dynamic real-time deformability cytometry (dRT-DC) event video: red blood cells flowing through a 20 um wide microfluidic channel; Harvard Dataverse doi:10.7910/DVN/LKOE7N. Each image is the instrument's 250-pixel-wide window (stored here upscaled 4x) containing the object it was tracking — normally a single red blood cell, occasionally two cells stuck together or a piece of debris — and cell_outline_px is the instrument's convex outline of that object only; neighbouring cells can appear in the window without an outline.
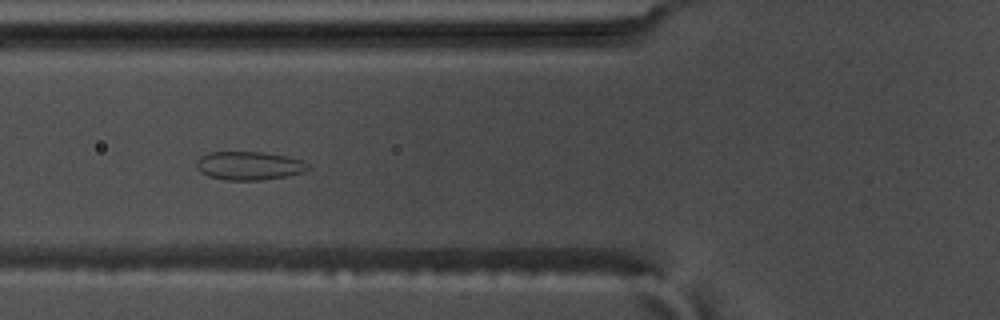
{"species": "common noctule bat (a hibernating species)", "species_latin": "Nyctalus noctula", "temperature_condition": "warm", "stored_images_in_passage": 49, "camera_frame_rate_fps": 3000, "um_per_image_px": 0.085, "animal": {"sex": "male", "body_mass_g": 17.5, "forearm_length_mm": 52.3}, "frame": {"image": 1, "passage_image": 14, "time_ms": 4.333, "image_size_px": [1000, 320], "cell_outline_px": [[308, 168], [300, 172], [284, 176], [260, 180], [228, 180], [208, 176], [200, 172], [196, 168], [196, 160], [200, 156], [208, 152], [264, 152], [288, 156], [304, 160], [308, 164]], "centroid_in_image_um": [21.12, 14.07], "position_along_channel_um": 104.7, "area_um2": 18.5}}
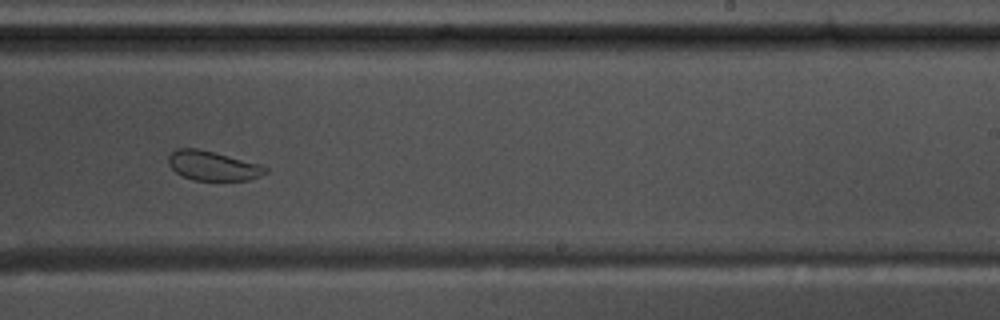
{"frame": {"image": 2, "passage_image": 28, "time_ms": 9.0, "image_size_px": [1000, 320], "cell_outline_px": [[268, 172], [260, 176], [248, 180], [196, 180], [184, 176], [176, 172], [168, 164], [168, 156], [176, 148], [196, 148], [260, 164], [268, 168]], "centroid_in_image_um": [18.09, 14.09], "position_along_channel_um": 270.9, "area_um2": 16.42}}
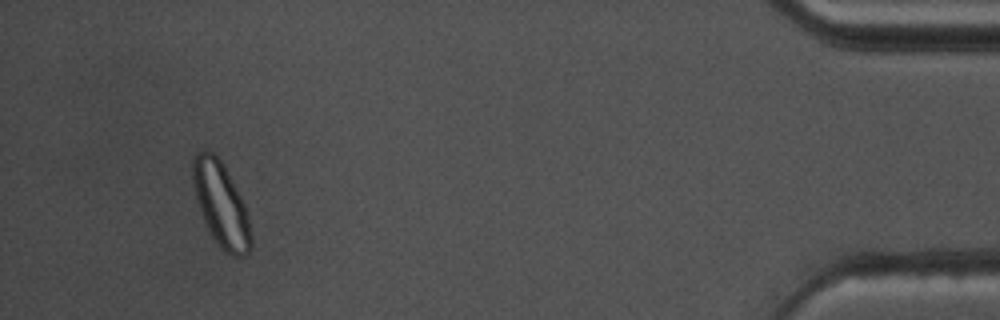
{"frame": {"image": 3, "passage_image": 46, "time_ms": 15.0, "image_size_px": [1000, 320], "cell_outline_px": [[252, 248], [244, 256], [232, 256], [220, 248], [204, 224], [196, 196], [192, 180], [192, 160], [196, 152], [212, 152], [220, 160], [236, 188], [244, 204], [248, 216], [252, 236]], "centroid_in_image_um": [18.79, 17.43], "position_along_channel_um": 416.4, "area_um2": 28.32}}